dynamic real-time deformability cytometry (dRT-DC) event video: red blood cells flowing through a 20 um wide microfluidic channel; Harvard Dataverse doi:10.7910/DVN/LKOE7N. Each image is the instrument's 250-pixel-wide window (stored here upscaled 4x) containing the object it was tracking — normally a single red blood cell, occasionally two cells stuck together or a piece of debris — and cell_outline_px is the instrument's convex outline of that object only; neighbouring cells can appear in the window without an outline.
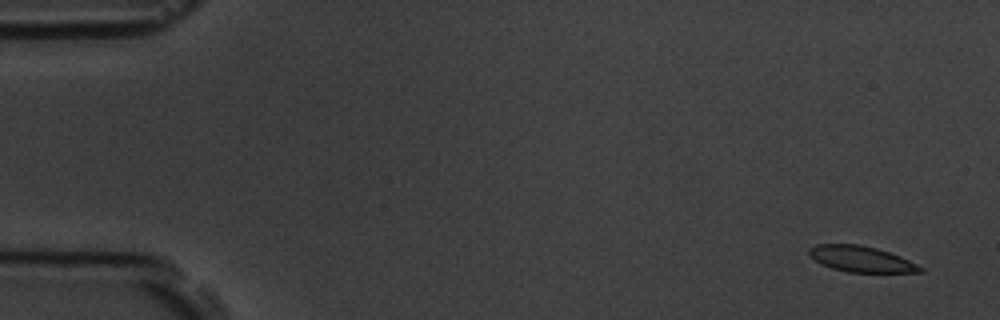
{"species": "common noctule bat (a hibernating species)", "species_latin": "Nyctalus noctula", "temperature_condition": "room temperature", "stored_images_in_passage": 4, "camera_frame_rate_fps": 3000, "um_per_image_px": 0.085, "animal": {"sex": "male", "body_mass_g": 19.5, "forearm_length_mm": 54.6}, "frame": {"image": 1, "passage_image": 1, "time_ms": 0.0, "image_size_px": [1000, 320], "cell_outline_px": [[924, 272], [848, 272], [832, 268], [820, 264], [808, 256], [808, 248], [816, 244], [860, 244], [876, 248], [900, 256], [924, 268]], "centroid_in_image_um": [73.14, 22.01], "position_along_channel_um": 11.9, "area_um2": 16.82}}
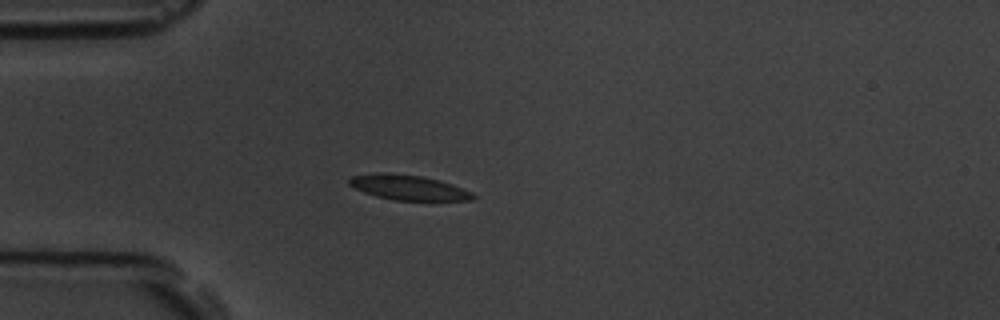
{"frame": {"image": 2, "passage_image": 4, "time_ms": 4.333, "image_size_px": [1000, 320], "cell_outline_px": [[476, 200], [392, 200], [376, 196], [364, 192], [348, 184], [348, 180], [352, 176], [380, 172], [420, 176], [440, 180], [452, 184], [472, 192], [476, 196]], "centroid_in_image_um": [34.73, 15.94], "position_along_channel_um": 50.3, "area_um2": 17.92}}